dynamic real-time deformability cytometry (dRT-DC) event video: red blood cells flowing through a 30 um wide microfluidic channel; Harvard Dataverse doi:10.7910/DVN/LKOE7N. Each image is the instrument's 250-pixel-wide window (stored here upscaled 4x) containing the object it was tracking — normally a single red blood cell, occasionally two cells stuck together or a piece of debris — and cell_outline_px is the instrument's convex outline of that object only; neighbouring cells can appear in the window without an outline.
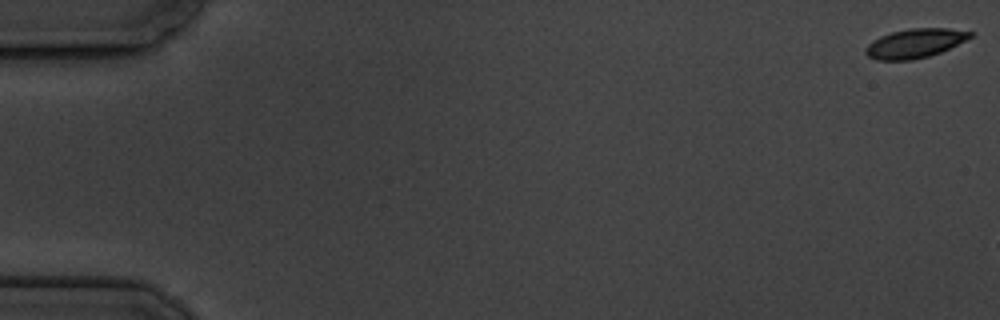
{"species": "common noctule bat (a hibernating species)", "species_latin": "Nyctalus noctula", "temperature_condition": "cold", "stored_images_in_passage": 4, "camera_frame_rate_fps": 3000, "um_per_image_px": 0.085, "animal": {"sex": "male", "body_mass_g": 19.5, "forearm_length_mm": 54.6}, "frame": {"image": 1, "passage_image": 1, "time_ms": 0.0, "image_size_px": [1000, 320], "cell_outline_px": [[976, 32], [972, 36], [940, 52], [928, 56], [912, 60], [876, 60], [868, 56], [864, 52], [864, 48], [872, 40], [880, 36], [892, 32], [912, 28], [948, 28]], "centroid_in_image_um": [77.73, 3.68], "position_along_channel_um": 7.3, "area_um2": 17.69}}